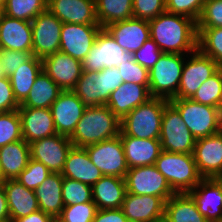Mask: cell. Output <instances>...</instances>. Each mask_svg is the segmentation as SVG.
<instances>
[{
  "label": "cell",
  "instance_id": "1",
  "mask_svg": "<svg viewBox=\"0 0 222 222\" xmlns=\"http://www.w3.org/2000/svg\"><path fill=\"white\" fill-rule=\"evenodd\" d=\"M150 38L163 53L188 55L198 49L197 22L165 11L149 21Z\"/></svg>",
  "mask_w": 222,
  "mask_h": 222
},
{
  "label": "cell",
  "instance_id": "2",
  "mask_svg": "<svg viewBox=\"0 0 222 222\" xmlns=\"http://www.w3.org/2000/svg\"><path fill=\"white\" fill-rule=\"evenodd\" d=\"M121 120L106 105L86 107L82 118L69 137L73 146L86 147L117 137Z\"/></svg>",
  "mask_w": 222,
  "mask_h": 222
},
{
  "label": "cell",
  "instance_id": "32",
  "mask_svg": "<svg viewBox=\"0 0 222 222\" xmlns=\"http://www.w3.org/2000/svg\"><path fill=\"white\" fill-rule=\"evenodd\" d=\"M164 222H209L188 193H175L165 202Z\"/></svg>",
  "mask_w": 222,
  "mask_h": 222
},
{
  "label": "cell",
  "instance_id": "20",
  "mask_svg": "<svg viewBox=\"0 0 222 222\" xmlns=\"http://www.w3.org/2000/svg\"><path fill=\"white\" fill-rule=\"evenodd\" d=\"M121 209L129 222H163L165 201L157 196L127 192Z\"/></svg>",
  "mask_w": 222,
  "mask_h": 222
},
{
  "label": "cell",
  "instance_id": "24",
  "mask_svg": "<svg viewBox=\"0 0 222 222\" xmlns=\"http://www.w3.org/2000/svg\"><path fill=\"white\" fill-rule=\"evenodd\" d=\"M150 98L152 96L149 86L124 82L110 94L106 106L122 120L129 112Z\"/></svg>",
  "mask_w": 222,
  "mask_h": 222
},
{
  "label": "cell",
  "instance_id": "10",
  "mask_svg": "<svg viewBox=\"0 0 222 222\" xmlns=\"http://www.w3.org/2000/svg\"><path fill=\"white\" fill-rule=\"evenodd\" d=\"M187 59L185 58L179 89L174 99H191L199 87L220 69L214 60L199 49L187 55Z\"/></svg>",
  "mask_w": 222,
  "mask_h": 222
},
{
  "label": "cell",
  "instance_id": "7",
  "mask_svg": "<svg viewBox=\"0 0 222 222\" xmlns=\"http://www.w3.org/2000/svg\"><path fill=\"white\" fill-rule=\"evenodd\" d=\"M169 102L181 114L196 140L219 132V108L192 99H171Z\"/></svg>",
  "mask_w": 222,
  "mask_h": 222
},
{
  "label": "cell",
  "instance_id": "21",
  "mask_svg": "<svg viewBox=\"0 0 222 222\" xmlns=\"http://www.w3.org/2000/svg\"><path fill=\"white\" fill-rule=\"evenodd\" d=\"M105 29L125 51L134 53L150 39L149 22L139 18L118 21L107 25Z\"/></svg>",
  "mask_w": 222,
  "mask_h": 222
},
{
  "label": "cell",
  "instance_id": "29",
  "mask_svg": "<svg viewBox=\"0 0 222 222\" xmlns=\"http://www.w3.org/2000/svg\"><path fill=\"white\" fill-rule=\"evenodd\" d=\"M126 193L125 178L117 176H103L92 186V200L97 209L121 208Z\"/></svg>",
  "mask_w": 222,
  "mask_h": 222
},
{
  "label": "cell",
  "instance_id": "53",
  "mask_svg": "<svg viewBox=\"0 0 222 222\" xmlns=\"http://www.w3.org/2000/svg\"><path fill=\"white\" fill-rule=\"evenodd\" d=\"M219 131L222 132V106L219 107Z\"/></svg>",
  "mask_w": 222,
  "mask_h": 222
},
{
  "label": "cell",
  "instance_id": "17",
  "mask_svg": "<svg viewBox=\"0 0 222 222\" xmlns=\"http://www.w3.org/2000/svg\"><path fill=\"white\" fill-rule=\"evenodd\" d=\"M44 72L63 90H73L83 73L82 61L57 51L42 59Z\"/></svg>",
  "mask_w": 222,
  "mask_h": 222
},
{
  "label": "cell",
  "instance_id": "49",
  "mask_svg": "<svg viewBox=\"0 0 222 222\" xmlns=\"http://www.w3.org/2000/svg\"><path fill=\"white\" fill-rule=\"evenodd\" d=\"M20 104L14 97L9 77H0V113L17 110Z\"/></svg>",
  "mask_w": 222,
  "mask_h": 222
},
{
  "label": "cell",
  "instance_id": "57",
  "mask_svg": "<svg viewBox=\"0 0 222 222\" xmlns=\"http://www.w3.org/2000/svg\"><path fill=\"white\" fill-rule=\"evenodd\" d=\"M3 76L1 66H0V77Z\"/></svg>",
  "mask_w": 222,
  "mask_h": 222
},
{
  "label": "cell",
  "instance_id": "37",
  "mask_svg": "<svg viewBox=\"0 0 222 222\" xmlns=\"http://www.w3.org/2000/svg\"><path fill=\"white\" fill-rule=\"evenodd\" d=\"M198 49L222 68V27L197 28Z\"/></svg>",
  "mask_w": 222,
  "mask_h": 222
},
{
  "label": "cell",
  "instance_id": "23",
  "mask_svg": "<svg viewBox=\"0 0 222 222\" xmlns=\"http://www.w3.org/2000/svg\"><path fill=\"white\" fill-rule=\"evenodd\" d=\"M22 136L27 143L57 134L50 108L19 106Z\"/></svg>",
  "mask_w": 222,
  "mask_h": 222
},
{
  "label": "cell",
  "instance_id": "4",
  "mask_svg": "<svg viewBox=\"0 0 222 222\" xmlns=\"http://www.w3.org/2000/svg\"><path fill=\"white\" fill-rule=\"evenodd\" d=\"M154 165L175 193H188L203 179L193 154L161 151Z\"/></svg>",
  "mask_w": 222,
  "mask_h": 222
},
{
  "label": "cell",
  "instance_id": "36",
  "mask_svg": "<svg viewBox=\"0 0 222 222\" xmlns=\"http://www.w3.org/2000/svg\"><path fill=\"white\" fill-rule=\"evenodd\" d=\"M47 0H5V15L31 22L40 13L47 10Z\"/></svg>",
  "mask_w": 222,
  "mask_h": 222
},
{
  "label": "cell",
  "instance_id": "40",
  "mask_svg": "<svg viewBox=\"0 0 222 222\" xmlns=\"http://www.w3.org/2000/svg\"><path fill=\"white\" fill-rule=\"evenodd\" d=\"M23 139L18 110L0 113V148Z\"/></svg>",
  "mask_w": 222,
  "mask_h": 222
},
{
  "label": "cell",
  "instance_id": "31",
  "mask_svg": "<svg viewBox=\"0 0 222 222\" xmlns=\"http://www.w3.org/2000/svg\"><path fill=\"white\" fill-rule=\"evenodd\" d=\"M62 183V174L51 173L35 190L39 210L52 216L55 220L61 215L64 208Z\"/></svg>",
  "mask_w": 222,
  "mask_h": 222
},
{
  "label": "cell",
  "instance_id": "12",
  "mask_svg": "<svg viewBox=\"0 0 222 222\" xmlns=\"http://www.w3.org/2000/svg\"><path fill=\"white\" fill-rule=\"evenodd\" d=\"M128 193L161 197L165 202L175 194L155 165L129 168L126 176Z\"/></svg>",
  "mask_w": 222,
  "mask_h": 222
},
{
  "label": "cell",
  "instance_id": "27",
  "mask_svg": "<svg viewBox=\"0 0 222 222\" xmlns=\"http://www.w3.org/2000/svg\"><path fill=\"white\" fill-rule=\"evenodd\" d=\"M1 184L6 193L11 222L39 210L34 190L28 189L16 179L5 180Z\"/></svg>",
  "mask_w": 222,
  "mask_h": 222
},
{
  "label": "cell",
  "instance_id": "39",
  "mask_svg": "<svg viewBox=\"0 0 222 222\" xmlns=\"http://www.w3.org/2000/svg\"><path fill=\"white\" fill-rule=\"evenodd\" d=\"M62 199L64 206L92 201V186L63 177Z\"/></svg>",
  "mask_w": 222,
  "mask_h": 222
},
{
  "label": "cell",
  "instance_id": "14",
  "mask_svg": "<svg viewBox=\"0 0 222 222\" xmlns=\"http://www.w3.org/2000/svg\"><path fill=\"white\" fill-rule=\"evenodd\" d=\"M31 159L42 163L51 173H62L73 144L69 137L55 134L29 143Z\"/></svg>",
  "mask_w": 222,
  "mask_h": 222
},
{
  "label": "cell",
  "instance_id": "48",
  "mask_svg": "<svg viewBox=\"0 0 222 222\" xmlns=\"http://www.w3.org/2000/svg\"><path fill=\"white\" fill-rule=\"evenodd\" d=\"M162 53L158 45L150 38L138 51L133 53V59L150 70L157 63Z\"/></svg>",
  "mask_w": 222,
  "mask_h": 222
},
{
  "label": "cell",
  "instance_id": "55",
  "mask_svg": "<svg viewBox=\"0 0 222 222\" xmlns=\"http://www.w3.org/2000/svg\"><path fill=\"white\" fill-rule=\"evenodd\" d=\"M3 182V178H2V173H1V169H0V184Z\"/></svg>",
  "mask_w": 222,
  "mask_h": 222
},
{
  "label": "cell",
  "instance_id": "34",
  "mask_svg": "<svg viewBox=\"0 0 222 222\" xmlns=\"http://www.w3.org/2000/svg\"><path fill=\"white\" fill-rule=\"evenodd\" d=\"M42 70V59L32 56L9 76L14 97L19 104L26 99L37 76Z\"/></svg>",
  "mask_w": 222,
  "mask_h": 222
},
{
  "label": "cell",
  "instance_id": "26",
  "mask_svg": "<svg viewBox=\"0 0 222 222\" xmlns=\"http://www.w3.org/2000/svg\"><path fill=\"white\" fill-rule=\"evenodd\" d=\"M61 174L65 178L77 180L90 186H93L104 176L92 163L86 149L75 146L69 150Z\"/></svg>",
  "mask_w": 222,
  "mask_h": 222
},
{
  "label": "cell",
  "instance_id": "51",
  "mask_svg": "<svg viewBox=\"0 0 222 222\" xmlns=\"http://www.w3.org/2000/svg\"><path fill=\"white\" fill-rule=\"evenodd\" d=\"M54 221L55 219L52 216L46 214L41 210H38L25 217L15 219L13 222H54Z\"/></svg>",
  "mask_w": 222,
  "mask_h": 222
},
{
  "label": "cell",
  "instance_id": "22",
  "mask_svg": "<svg viewBox=\"0 0 222 222\" xmlns=\"http://www.w3.org/2000/svg\"><path fill=\"white\" fill-rule=\"evenodd\" d=\"M47 9L62 23L99 25L95 0H49Z\"/></svg>",
  "mask_w": 222,
  "mask_h": 222
},
{
  "label": "cell",
  "instance_id": "43",
  "mask_svg": "<svg viewBox=\"0 0 222 222\" xmlns=\"http://www.w3.org/2000/svg\"><path fill=\"white\" fill-rule=\"evenodd\" d=\"M117 68L123 82L149 86V70L137 63L133 58L124 60Z\"/></svg>",
  "mask_w": 222,
  "mask_h": 222
},
{
  "label": "cell",
  "instance_id": "11",
  "mask_svg": "<svg viewBox=\"0 0 222 222\" xmlns=\"http://www.w3.org/2000/svg\"><path fill=\"white\" fill-rule=\"evenodd\" d=\"M104 176L125 178L128 166L120 136L84 147Z\"/></svg>",
  "mask_w": 222,
  "mask_h": 222
},
{
  "label": "cell",
  "instance_id": "19",
  "mask_svg": "<svg viewBox=\"0 0 222 222\" xmlns=\"http://www.w3.org/2000/svg\"><path fill=\"white\" fill-rule=\"evenodd\" d=\"M188 194L209 222L222 221V178H203Z\"/></svg>",
  "mask_w": 222,
  "mask_h": 222
},
{
  "label": "cell",
  "instance_id": "13",
  "mask_svg": "<svg viewBox=\"0 0 222 222\" xmlns=\"http://www.w3.org/2000/svg\"><path fill=\"white\" fill-rule=\"evenodd\" d=\"M62 25L48 9L31 21L33 56L43 59L59 51Z\"/></svg>",
  "mask_w": 222,
  "mask_h": 222
},
{
  "label": "cell",
  "instance_id": "41",
  "mask_svg": "<svg viewBox=\"0 0 222 222\" xmlns=\"http://www.w3.org/2000/svg\"><path fill=\"white\" fill-rule=\"evenodd\" d=\"M97 206L92 201L64 206L58 222H92L97 212Z\"/></svg>",
  "mask_w": 222,
  "mask_h": 222
},
{
  "label": "cell",
  "instance_id": "56",
  "mask_svg": "<svg viewBox=\"0 0 222 222\" xmlns=\"http://www.w3.org/2000/svg\"><path fill=\"white\" fill-rule=\"evenodd\" d=\"M4 4H5V0H0V5L4 6Z\"/></svg>",
  "mask_w": 222,
  "mask_h": 222
},
{
  "label": "cell",
  "instance_id": "25",
  "mask_svg": "<svg viewBox=\"0 0 222 222\" xmlns=\"http://www.w3.org/2000/svg\"><path fill=\"white\" fill-rule=\"evenodd\" d=\"M31 22L4 15L0 22V49L32 52Z\"/></svg>",
  "mask_w": 222,
  "mask_h": 222
},
{
  "label": "cell",
  "instance_id": "18",
  "mask_svg": "<svg viewBox=\"0 0 222 222\" xmlns=\"http://www.w3.org/2000/svg\"><path fill=\"white\" fill-rule=\"evenodd\" d=\"M86 106L72 91H62L50 109L57 134L70 137L82 118Z\"/></svg>",
  "mask_w": 222,
  "mask_h": 222
},
{
  "label": "cell",
  "instance_id": "50",
  "mask_svg": "<svg viewBox=\"0 0 222 222\" xmlns=\"http://www.w3.org/2000/svg\"><path fill=\"white\" fill-rule=\"evenodd\" d=\"M92 222H129L121 208L98 209Z\"/></svg>",
  "mask_w": 222,
  "mask_h": 222
},
{
  "label": "cell",
  "instance_id": "9",
  "mask_svg": "<svg viewBox=\"0 0 222 222\" xmlns=\"http://www.w3.org/2000/svg\"><path fill=\"white\" fill-rule=\"evenodd\" d=\"M132 58L133 54L120 47L110 33L102 28L94 45L82 60V69L99 72L104 68L118 67L124 60Z\"/></svg>",
  "mask_w": 222,
  "mask_h": 222
},
{
  "label": "cell",
  "instance_id": "42",
  "mask_svg": "<svg viewBox=\"0 0 222 222\" xmlns=\"http://www.w3.org/2000/svg\"><path fill=\"white\" fill-rule=\"evenodd\" d=\"M50 174L51 172L46 166L30 159L27 167L19 174L16 180L28 189L35 191Z\"/></svg>",
  "mask_w": 222,
  "mask_h": 222
},
{
  "label": "cell",
  "instance_id": "46",
  "mask_svg": "<svg viewBox=\"0 0 222 222\" xmlns=\"http://www.w3.org/2000/svg\"><path fill=\"white\" fill-rule=\"evenodd\" d=\"M166 11V0H133V17L151 21Z\"/></svg>",
  "mask_w": 222,
  "mask_h": 222
},
{
  "label": "cell",
  "instance_id": "52",
  "mask_svg": "<svg viewBox=\"0 0 222 222\" xmlns=\"http://www.w3.org/2000/svg\"><path fill=\"white\" fill-rule=\"evenodd\" d=\"M10 221V213L6 193L3 185L0 184V222Z\"/></svg>",
  "mask_w": 222,
  "mask_h": 222
},
{
  "label": "cell",
  "instance_id": "6",
  "mask_svg": "<svg viewBox=\"0 0 222 222\" xmlns=\"http://www.w3.org/2000/svg\"><path fill=\"white\" fill-rule=\"evenodd\" d=\"M187 55L162 53L157 63L149 70V92L152 97L170 101L174 99Z\"/></svg>",
  "mask_w": 222,
  "mask_h": 222
},
{
  "label": "cell",
  "instance_id": "30",
  "mask_svg": "<svg viewBox=\"0 0 222 222\" xmlns=\"http://www.w3.org/2000/svg\"><path fill=\"white\" fill-rule=\"evenodd\" d=\"M31 159L30 146L24 139L0 148V169L3 181L16 179Z\"/></svg>",
  "mask_w": 222,
  "mask_h": 222
},
{
  "label": "cell",
  "instance_id": "8",
  "mask_svg": "<svg viewBox=\"0 0 222 222\" xmlns=\"http://www.w3.org/2000/svg\"><path fill=\"white\" fill-rule=\"evenodd\" d=\"M159 140L162 151L193 154L196 139L182 120L181 114L170 102L162 114Z\"/></svg>",
  "mask_w": 222,
  "mask_h": 222
},
{
  "label": "cell",
  "instance_id": "5",
  "mask_svg": "<svg viewBox=\"0 0 222 222\" xmlns=\"http://www.w3.org/2000/svg\"><path fill=\"white\" fill-rule=\"evenodd\" d=\"M123 83L117 67L104 68L99 72L83 71L72 91L86 107L106 105L110 94Z\"/></svg>",
  "mask_w": 222,
  "mask_h": 222
},
{
  "label": "cell",
  "instance_id": "35",
  "mask_svg": "<svg viewBox=\"0 0 222 222\" xmlns=\"http://www.w3.org/2000/svg\"><path fill=\"white\" fill-rule=\"evenodd\" d=\"M95 7L102 28L133 17V0H95Z\"/></svg>",
  "mask_w": 222,
  "mask_h": 222
},
{
  "label": "cell",
  "instance_id": "3",
  "mask_svg": "<svg viewBox=\"0 0 222 222\" xmlns=\"http://www.w3.org/2000/svg\"><path fill=\"white\" fill-rule=\"evenodd\" d=\"M168 103L166 99L152 97L137 106L121 120L119 136L159 140L162 114Z\"/></svg>",
  "mask_w": 222,
  "mask_h": 222
},
{
  "label": "cell",
  "instance_id": "15",
  "mask_svg": "<svg viewBox=\"0 0 222 222\" xmlns=\"http://www.w3.org/2000/svg\"><path fill=\"white\" fill-rule=\"evenodd\" d=\"M100 25L63 23L59 51L82 61L95 43Z\"/></svg>",
  "mask_w": 222,
  "mask_h": 222
},
{
  "label": "cell",
  "instance_id": "33",
  "mask_svg": "<svg viewBox=\"0 0 222 222\" xmlns=\"http://www.w3.org/2000/svg\"><path fill=\"white\" fill-rule=\"evenodd\" d=\"M63 90L42 70L29 91L26 99L20 104L30 108H50Z\"/></svg>",
  "mask_w": 222,
  "mask_h": 222
},
{
  "label": "cell",
  "instance_id": "47",
  "mask_svg": "<svg viewBox=\"0 0 222 222\" xmlns=\"http://www.w3.org/2000/svg\"><path fill=\"white\" fill-rule=\"evenodd\" d=\"M32 52L0 49V66L2 74L11 76L23 63L32 57Z\"/></svg>",
  "mask_w": 222,
  "mask_h": 222
},
{
  "label": "cell",
  "instance_id": "44",
  "mask_svg": "<svg viewBox=\"0 0 222 222\" xmlns=\"http://www.w3.org/2000/svg\"><path fill=\"white\" fill-rule=\"evenodd\" d=\"M214 27H222V0H206L197 20V28Z\"/></svg>",
  "mask_w": 222,
  "mask_h": 222
},
{
  "label": "cell",
  "instance_id": "54",
  "mask_svg": "<svg viewBox=\"0 0 222 222\" xmlns=\"http://www.w3.org/2000/svg\"><path fill=\"white\" fill-rule=\"evenodd\" d=\"M4 15H5L4 6L0 5V22L2 21Z\"/></svg>",
  "mask_w": 222,
  "mask_h": 222
},
{
  "label": "cell",
  "instance_id": "28",
  "mask_svg": "<svg viewBox=\"0 0 222 222\" xmlns=\"http://www.w3.org/2000/svg\"><path fill=\"white\" fill-rule=\"evenodd\" d=\"M128 168L154 165L161 153V142L156 139H140L120 136Z\"/></svg>",
  "mask_w": 222,
  "mask_h": 222
},
{
  "label": "cell",
  "instance_id": "45",
  "mask_svg": "<svg viewBox=\"0 0 222 222\" xmlns=\"http://www.w3.org/2000/svg\"><path fill=\"white\" fill-rule=\"evenodd\" d=\"M206 0H166V11L189 17L197 22Z\"/></svg>",
  "mask_w": 222,
  "mask_h": 222
},
{
  "label": "cell",
  "instance_id": "16",
  "mask_svg": "<svg viewBox=\"0 0 222 222\" xmlns=\"http://www.w3.org/2000/svg\"><path fill=\"white\" fill-rule=\"evenodd\" d=\"M193 157L203 178H220L222 176V132L197 139Z\"/></svg>",
  "mask_w": 222,
  "mask_h": 222
},
{
  "label": "cell",
  "instance_id": "38",
  "mask_svg": "<svg viewBox=\"0 0 222 222\" xmlns=\"http://www.w3.org/2000/svg\"><path fill=\"white\" fill-rule=\"evenodd\" d=\"M193 101L210 105L222 106V68L208 78L191 98Z\"/></svg>",
  "mask_w": 222,
  "mask_h": 222
}]
</instances>
